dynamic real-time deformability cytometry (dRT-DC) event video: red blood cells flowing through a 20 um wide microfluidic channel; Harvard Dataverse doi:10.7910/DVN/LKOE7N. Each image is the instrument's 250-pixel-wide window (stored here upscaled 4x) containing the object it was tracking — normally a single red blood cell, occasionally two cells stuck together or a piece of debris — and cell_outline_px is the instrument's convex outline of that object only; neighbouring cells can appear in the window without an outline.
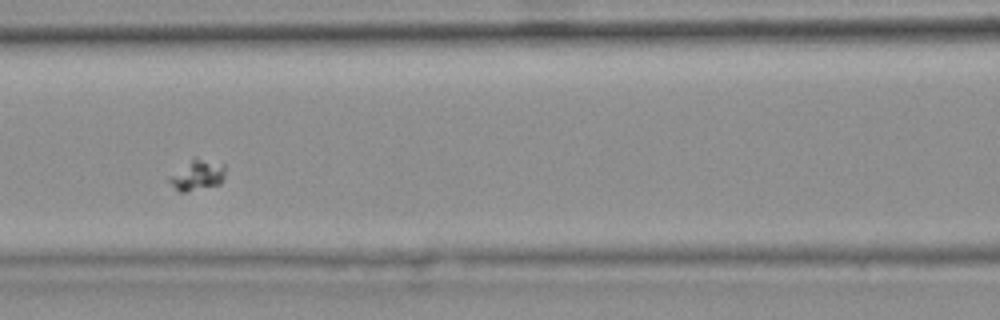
{"species": "common noctule bat (a hibernating species)", "species_latin": "Nyctalus noctula", "temperature_condition": "warm", "stored_images_in_passage": 30, "camera_frame_rate_fps": 3000, "um_per_image_px": 0.085, "animal": {"sex": "female", "body_mass_g": 25.1}, "frame": {"image": 1, "passage_image": 9, "time_ms": 2.667, "image_size_px": [1000, 320], "cell_outline_px": [[224, 176], [220, 184], [184, 192], [180, 192], [168, 180], [168, 176], [192, 156], [196, 156], [224, 164]], "centroid_in_image_um": [16.75, 14.83], "position_along_channel_um": 149.9, "area_um2": 10.12}}
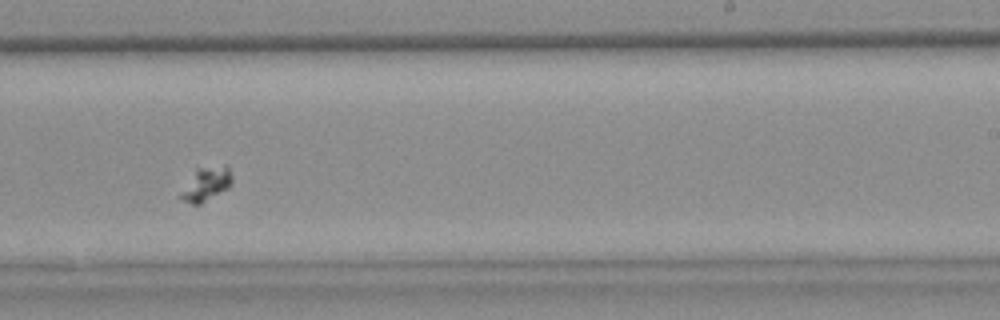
{"frame": {"image": 2, "passage_image": 19, "time_ms": 6.0, "image_size_px": [1000, 320], "cell_outline_px": [[232, 184], [228, 188], [200, 204], [192, 204], [180, 200], [180, 192], [196, 168], [224, 164], [228, 168], [232, 176]], "centroid_in_image_um": [17.52, 15.63], "position_along_channel_um": 271.5, "area_um2": 10.17}}